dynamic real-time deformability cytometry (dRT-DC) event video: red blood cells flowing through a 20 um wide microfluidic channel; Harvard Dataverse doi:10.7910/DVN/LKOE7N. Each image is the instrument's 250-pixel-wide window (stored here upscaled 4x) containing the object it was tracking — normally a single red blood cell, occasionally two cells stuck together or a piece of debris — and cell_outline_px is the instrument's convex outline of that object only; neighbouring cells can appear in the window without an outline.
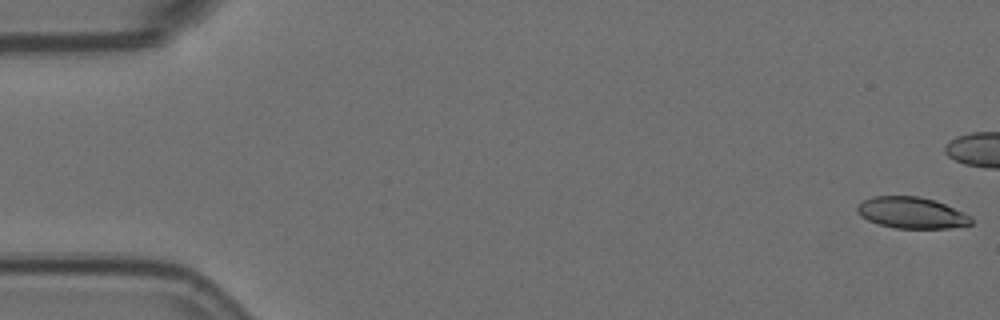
{"species": "Egyptian fruit bat (a non-hibernating species)", "species_latin": "Rousettus aegyptiacus", "temperature_condition": "room temperature", "stored_images_in_passage": 16, "camera_frame_rate_fps": 3000, "um_per_image_px": 0.085, "animal": {"sex": "female"}, "frame": {"image": 1, "passage_image": 1, "time_ms": 0.0, "image_size_px": [1000, 320], "cell_outline_px": [[972, 224], [948, 228], [896, 228], [880, 224], [868, 220], [860, 216], [856, 212], [856, 208], [864, 200], [872, 196], [920, 196], [936, 200], [964, 212], [972, 216]], "centroid_in_image_um": [77.5, 18.08], "position_along_channel_um": 7.5, "area_um2": 20.87}}
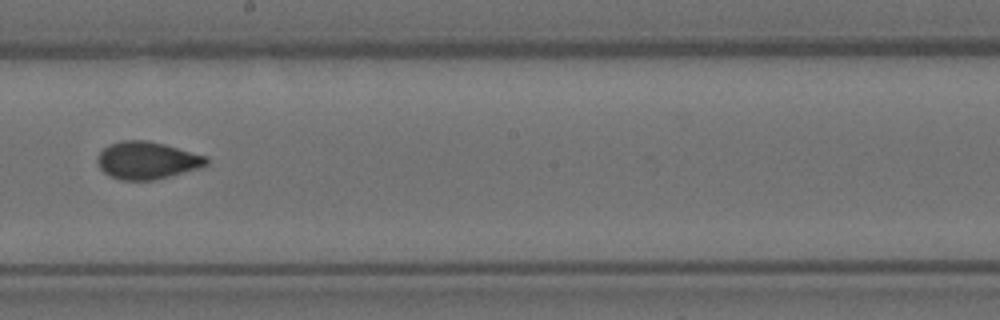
{"frame": {"image": 2, "passage_image": 10, "time_ms": 3.0, "image_size_px": [1000, 320], "cell_outline_px": [[208, 164], [200, 168], [152, 180], [120, 180], [104, 172], [100, 168], [96, 160], [96, 156], [108, 144], [120, 140], [148, 140], [164, 144], [208, 156]], "centroid_in_image_um": [12.49, 13.62], "position_along_channel_um": 235.7, "area_um2": 23.81}}
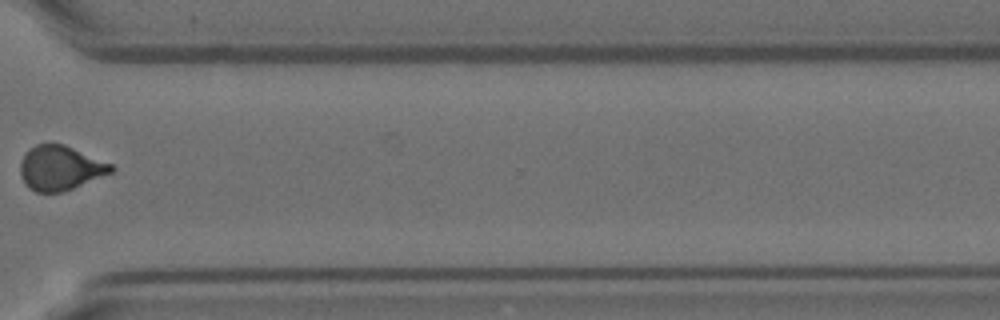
{"frame": {"image": 3, "passage_image": 13, "time_ms": 4.0, "image_size_px": [1000, 320], "cell_outline_px": [[116, 168], [112, 172], [64, 192], [36, 192], [28, 188], [24, 184], [20, 172], [20, 164], [24, 152], [36, 144], [64, 144], [112, 164]], "centroid_in_image_um": [5.1, 14.28], "position_along_channel_um": 365.5, "area_um2": 23.64}}